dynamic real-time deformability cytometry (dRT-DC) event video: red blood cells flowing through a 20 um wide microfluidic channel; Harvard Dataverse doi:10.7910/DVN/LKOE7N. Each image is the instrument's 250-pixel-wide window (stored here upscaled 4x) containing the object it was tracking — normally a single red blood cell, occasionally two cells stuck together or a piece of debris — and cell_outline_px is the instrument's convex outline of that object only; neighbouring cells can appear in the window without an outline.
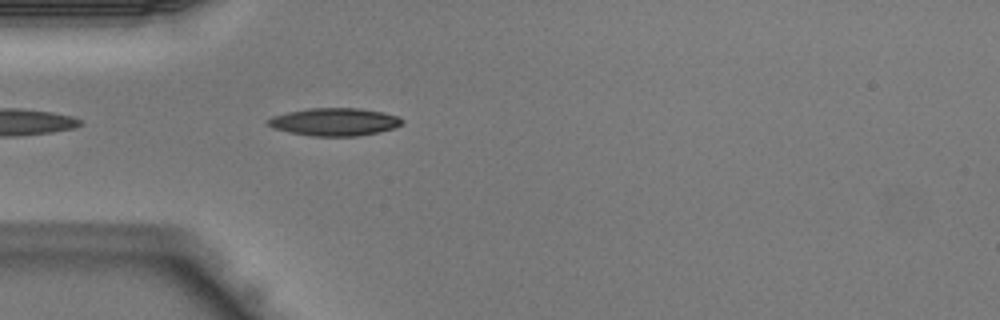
{"species": "Egyptian fruit bat (a non-hibernating species)", "species_latin": "Rousettus aegyptiacus", "temperature_condition": "warm", "stored_images_in_passage": 20, "camera_frame_rate_fps": 3000, "um_per_image_px": 0.085, "animal": {"sex": "male"}, "frame": {"image": 1, "passage_image": 2, "time_ms": 0.333, "image_size_px": [1000, 320], "cell_outline_px": [[404, 124], [396, 128], [380, 132], [360, 136], [312, 136], [288, 132], [272, 128], [264, 120], [272, 116], [288, 112], [308, 108], [360, 108], [384, 112], [400, 116], [404, 120]], "centroid_in_image_um": [28.48, 10.36], "position_along_channel_um": 56.5, "area_um2": 22.14}}
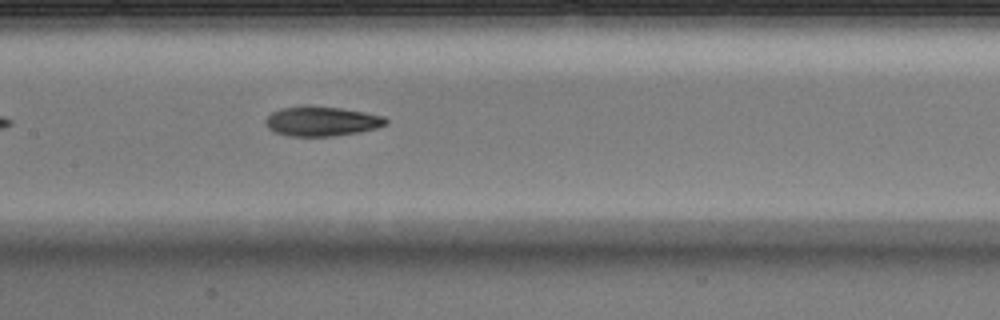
{"frame": {"image": 2, "passage_image": 10, "time_ms": 3.0, "image_size_px": [1000, 320], "cell_outline_px": [[388, 124], [376, 128], [360, 132], [332, 136], [288, 136], [276, 132], [268, 128], [264, 124], [264, 120], [272, 112], [280, 108], [340, 108], [364, 112], [384, 116], [388, 120]], "centroid_in_image_um": [27.37, 10.34], "position_along_channel_um": 180.0, "area_um2": 20.23}}
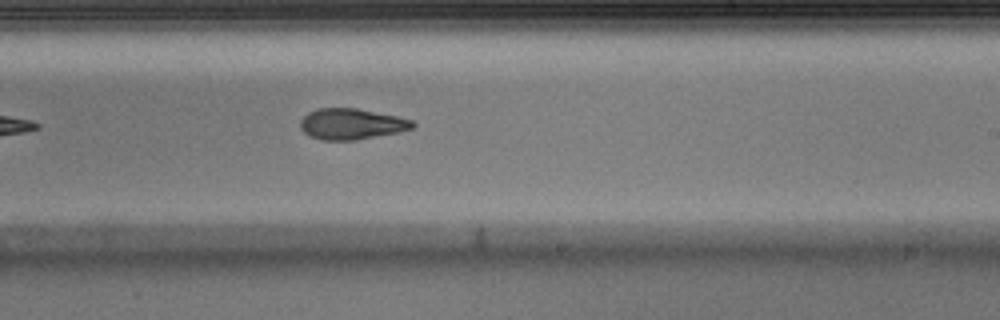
{"frame": {"image": 3, "passage_image": 15, "time_ms": 4.667, "image_size_px": [1000, 320], "cell_outline_px": [[416, 124], [412, 128], [396, 132], [356, 140], [320, 140], [308, 136], [300, 128], [300, 120], [308, 112], [316, 108], [356, 108], [396, 116], [412, 120]], "centroid_in_image_um": [29.81, 10.54], "position_along_channel_um": 259.2, "area_um2": 20.17}}